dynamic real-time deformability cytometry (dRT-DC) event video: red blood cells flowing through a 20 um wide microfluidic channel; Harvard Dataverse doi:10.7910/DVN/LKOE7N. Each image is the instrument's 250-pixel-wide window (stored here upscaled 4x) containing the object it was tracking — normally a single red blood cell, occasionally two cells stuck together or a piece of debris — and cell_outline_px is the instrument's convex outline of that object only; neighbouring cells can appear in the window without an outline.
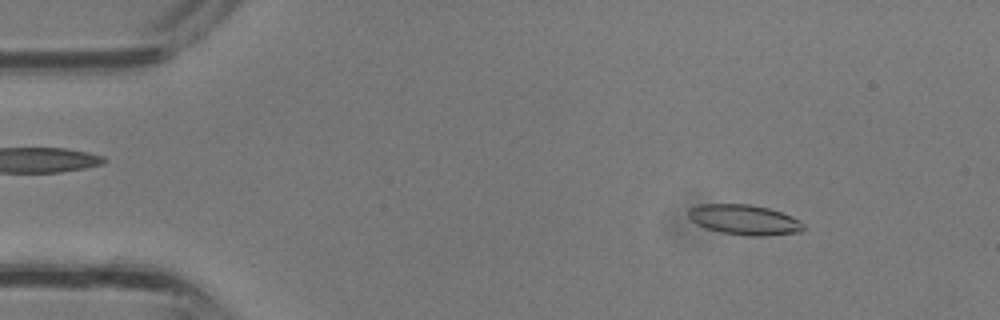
{"species": "common noctule bat (a hibernating species)", "species_latin": "Nyctalus noctula", "temperature_condition": "room temperature", "stored_images_in_passage": 34, "camera_frame_rate_fps": 3000, "um_per_image_px": 0.085, "animal": {"sex": "male", "body_mass_g": 13.3}, "frame": {"image": 1, "passage_image": 4, "time_ms": 1.0, "image_size_px": [1000, 320], "cell_outline_px": [[804, 228], [800, 232], [768, 236], [748, 236], [720, 232], [704, 228], [696, 224], [688, 216], [688, 208], [700, 204], [748, 204], [768, 208], [792, 216], [800, 220], [804, 224]], "centroid_in_image_um": [63.26, 18.68], "position_along_channel_um": 21.7, "area_um2": 20.4}}
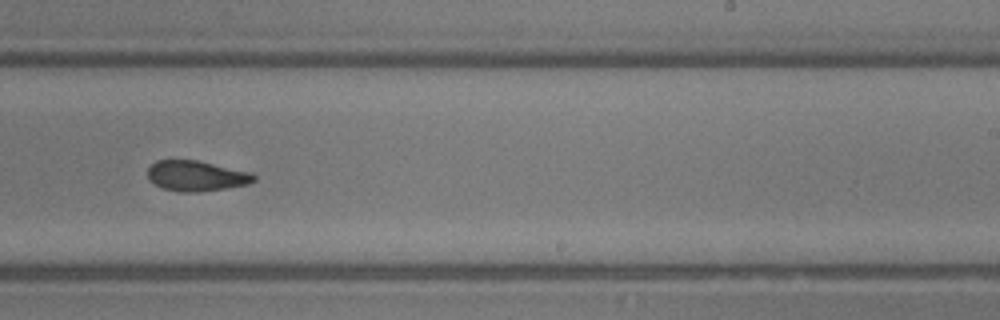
{"frame": {"image": 2, "passage_image": 21, "time_ms": 6.667, "image_size_px": [1000, 320], "cell_outline_px": [[256, 180], [248, 184], [200, 192], [180, 192], [164, 188], [148, 180], [148, 168], [156, 160], [196, 160], [252, 172], [256, 176]], "centroid_in_image_um": [16.7, 14.95], "position_along_channel_um": 272.3, "area_um2": 18.79}}
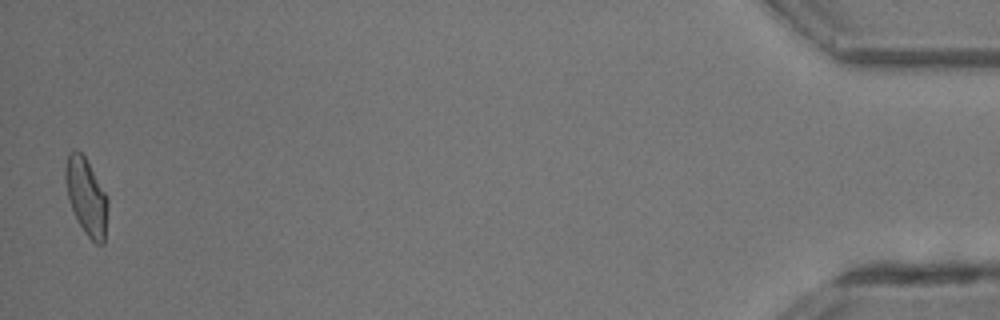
{"frame": {"image": 3, "passage_image": 34, "time_ms": 11.0, "image_size_px": [1000, 320], "cell_outline_px": [[108, 204], [104, 244], [96, 244], [84, 232], [68, 200], [64, 176], [64, 168], [68, 152], [76, 148], [84, 156], [108, 196]], "centroid_in_image_um": [7.33, 16.68], "position_along_channel_um": 427.9, "area_um2": 19.02}}